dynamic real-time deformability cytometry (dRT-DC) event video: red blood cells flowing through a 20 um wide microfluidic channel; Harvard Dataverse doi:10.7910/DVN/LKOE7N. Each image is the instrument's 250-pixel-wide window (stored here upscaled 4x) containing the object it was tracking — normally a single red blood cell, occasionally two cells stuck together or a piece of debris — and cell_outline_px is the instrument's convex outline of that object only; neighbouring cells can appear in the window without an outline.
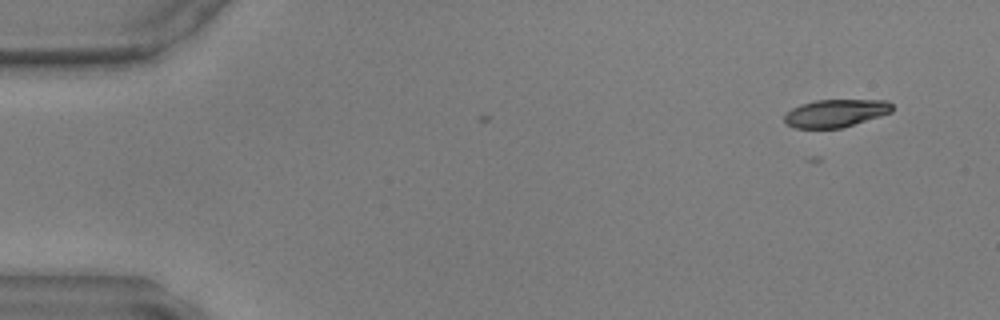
{"species": "common noctule bat (a hibernating species)", "species_latin": "Nyctalus noctula", "temperature_condition": "warm", "stored_images_in_passage": 4, "camera_frame_rate_fps": 3000, "um_per_image_px": 0.085, "animal": {"sex": "male", "body_mass_g": 17.9, "forearm_length_mm": 54.2}, "frame": {"image": 1, "passage_image": 1, "time_ms": 0.0, "image_size_px": [1000, 320], "cell_outline_px": [[892, 112], [880, 116], [840, 128], [796, 128], [788, 124], [784, 120], [784, 116], [792, 108], [800, 104], [816, 100], [888, 100], [892, 104]], "centroid_in_image_um": [71.04, 9.61], "position_along_channel_um": 14.0, "area_um2": 17.28}}